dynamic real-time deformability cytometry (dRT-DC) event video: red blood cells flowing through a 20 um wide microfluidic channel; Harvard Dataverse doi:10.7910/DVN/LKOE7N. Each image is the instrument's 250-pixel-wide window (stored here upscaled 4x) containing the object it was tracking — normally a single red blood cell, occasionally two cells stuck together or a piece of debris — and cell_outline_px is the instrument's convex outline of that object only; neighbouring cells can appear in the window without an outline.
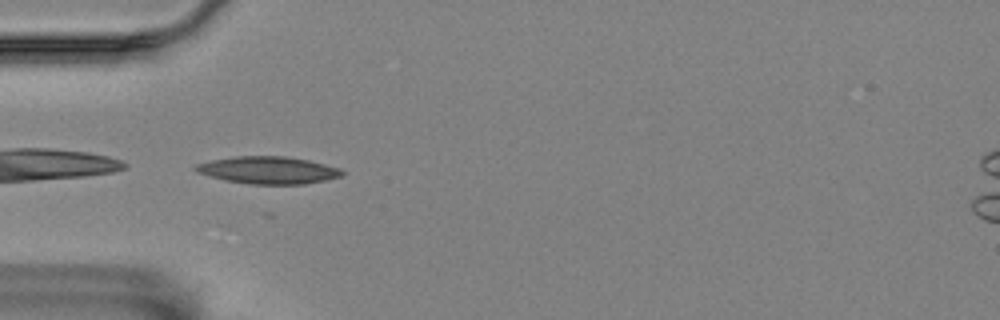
{"species": "Egyptian fruit bat (a non-hibernating species)", "species_latin": "Rousettus aegyptiacus", "temperature_condition": "room temperature", "stored_images_in_passage": 4, "camera_frame_rate_fps": 3000, "um_per_image_px": 0.085, "animal": {"sex": "female"}, "frame": {"image": 1, "passage_image": 1, "time_ms": 0.0, "image_size_px": [1000, 320], "cell_outline_px": [[344, 172], [340, 176], [324, 180], [304, 184], [248, 184], [224, 180], [196, 172], [192, 168], [196, 164], [212, 160], [236, 156], [284, 156], [308, 160], [340, 168]], "centroid_in_image_um": [22.75, 14.46], "position_along_channel_um": 62.2, "area_um2": 23.18}}
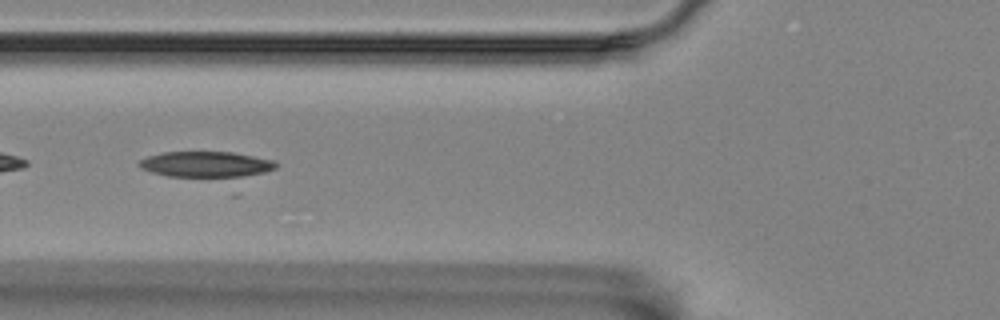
{"frame": {"image": 2, "passage_image": 2, "time_ms": 0.333, "image_size_px": [1000, 320], "cell_outline_px": [[280, 164], [276, 168], [264, 172], [232, 180], [168, 176], [152, 172], [140, 168], [136, 164], [140, 160], [148, 156], [164, 152], [232, 152], [272, 160]], "centroid_in_image_um": [17.55, 14.02], "position_along_channel_um": 108.3, "area_um2": 21.44}}
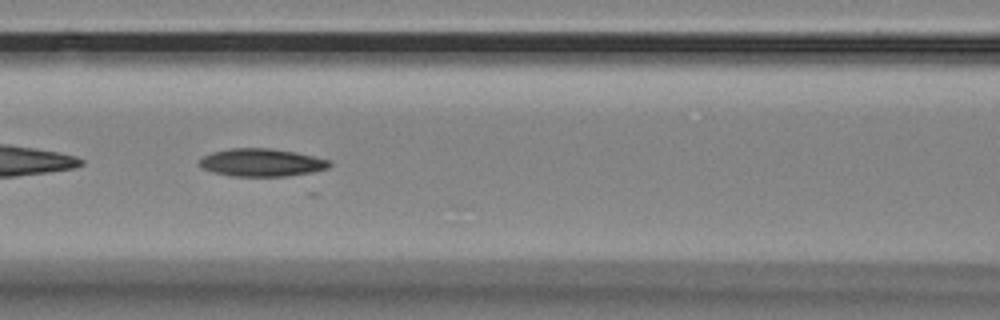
{"frame": {"image": 3, "passage_image": 3, "time_ms": 0.667, "image_size_px": [1000, 320], "cell_outline_px": [[332, 164], [328, 168], [312, 172], [284, 176], [232, 176], [212, 172], [196, 164], [204, 156], [212, 152], [228, 148], [268, 148], [296, 152], [332, 160]], "centroid_in_image_um": [22.24, 13.81], "position_along_channel_um": 144.4, "area_um2": 21.15}}